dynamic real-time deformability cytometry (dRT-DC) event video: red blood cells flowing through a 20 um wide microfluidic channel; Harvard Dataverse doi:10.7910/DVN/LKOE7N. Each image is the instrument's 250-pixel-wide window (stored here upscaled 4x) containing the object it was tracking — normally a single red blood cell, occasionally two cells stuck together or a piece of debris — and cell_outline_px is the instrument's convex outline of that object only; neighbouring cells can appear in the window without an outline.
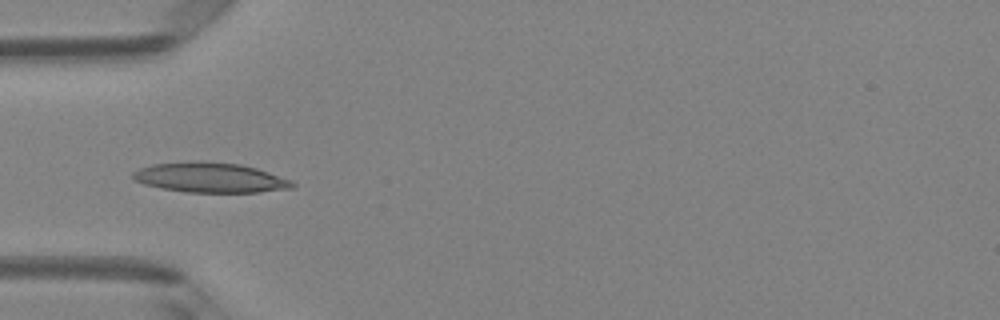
{"species": "Egyptian fruit bat (a non-hibernating species)", "species_latin": "Rousettus aegyptiacus", "temperature_condition": "room temperature", "stored_images_in_passage": 6, "camera_frame_rate_fps": 3000, "um_per_image_px": 0.085, "animal": {"sex": "female"}, "frame": {"image": 1, "passage_image": 5, "time_ms": 1.333, "image_size_px": [1000, 320], "cell_outline_px": [[296, 184], [292, 188], [260, 192], [184, 192], [160, 188], [144, 184], [136, 180], [132, 176], [132, 172], [140, 168], [152, 164], [200, 160], [240, 164], [256, 168], [292, 180]], "centroid_in_image_um": [17.86, 15.09], "position_along_channel_um": 67.1, "area_um2": 27.92}}
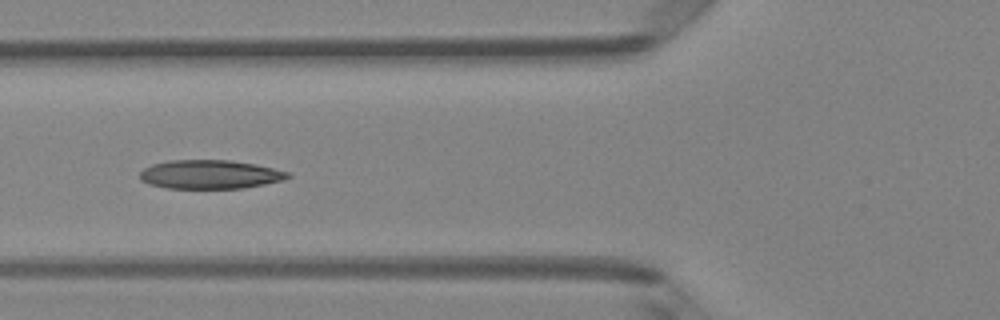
{"frame": {"image": 2, "passage_image": 6, "time_ms": 1.667, "image_size_px": [1000, 320], "cell_outline_px": [[292, 176], [284, 180], [244, 188], [168, 188], [148, 184], [140, 180], [140, 172], [144, 168], [152, 164], [168, 160], [228, 160], [256, 164], [288, 172]], "centroid_in_image_um": [17.83, 14.82], "position_along_channel_um": 108.0, "area_um2": 24.85}}